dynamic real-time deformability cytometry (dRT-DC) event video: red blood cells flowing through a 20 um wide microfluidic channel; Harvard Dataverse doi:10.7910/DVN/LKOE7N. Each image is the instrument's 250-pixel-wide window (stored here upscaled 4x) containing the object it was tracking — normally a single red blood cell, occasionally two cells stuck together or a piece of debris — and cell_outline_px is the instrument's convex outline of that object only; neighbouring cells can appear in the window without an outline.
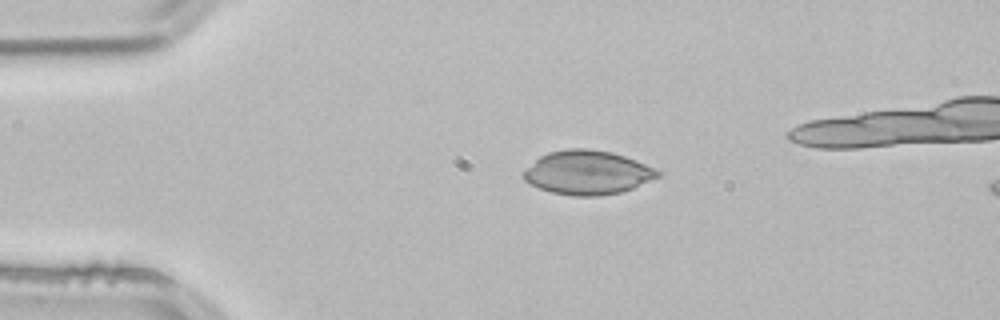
{"species": "common noctule bat (a hibernating species)", "species_latin": "Nyctalus noctula", "temperature_condition": "room temperature", "stored_images_in_passage": 5, "camera_frame_rate_fps": 3000, "um_per_image_px": 0.085, "animal": {"sex": "male", "body_mass_g": 21.5, "forearm_length_mm": 52.0}, "frame": {"image": 1, "passage_image": 1, "time_ms": 0.0, "image_size_px": [1000, 320], "cell_outline_px": [[660, 176], [632, 188], [620, 192], [600, 196], [572, 196], [552, 192], [540, 188], [524, 180], [524, 172], [540, 156], [548, 152], [568, 148], [588, 148], [612, 152], [636, 160], [660, 172]], "centroid_in_image_um": [49.94, 14.66], "position_along_channel_um": 35.1, "area_um2": 33.99}}